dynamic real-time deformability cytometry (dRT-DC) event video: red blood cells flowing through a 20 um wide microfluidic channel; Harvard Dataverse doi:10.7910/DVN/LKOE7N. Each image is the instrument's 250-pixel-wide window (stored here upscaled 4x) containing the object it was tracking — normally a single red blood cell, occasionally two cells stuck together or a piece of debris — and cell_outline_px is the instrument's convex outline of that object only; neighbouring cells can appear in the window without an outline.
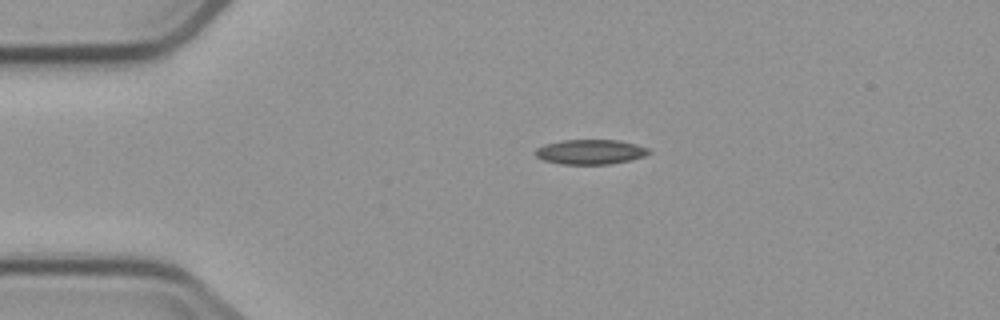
{"species": "common noctule bat (a hibernating species)", "species_latin": "Nyctalus noctula", "temperature_condition": "cold", "stored_images_in_passage": 2, "camera_frame_rate_fps": 3000, "um_per_image_px": 0.085, "animal": {"sex": "male", "body_mass_g": 23.1, "forearm_length_mm": 52.7}, "frame": {"image": 1, "passage_image": 1, "time_ms": 0.0, "image_size_px": [1000, 320], "cell_outline_px": [[652, 152], [644, 156], [612, 164], [560, 164], [544, 160], [536, 156], [536, 148], [544, 144], [560, 140], [620, 140], [636, 144], [648, 148]], "centroid_in_image_um": [50.18, 12.9], "position_along_channel_um": 34.8, "area_um2": 16.42}}